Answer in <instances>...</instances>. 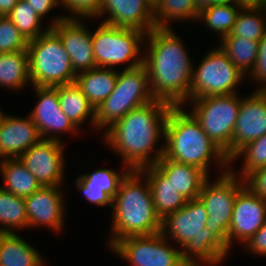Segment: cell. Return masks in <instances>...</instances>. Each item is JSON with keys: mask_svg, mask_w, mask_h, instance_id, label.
Listing matches in <instances>:
<instances>
[{"mask_svg": "<svg viewBox=\"0 0 266 266\" xmlns=\"http://www.w3.org/2000/svg\"><path fill=\"white\" fill-rule=\"evenodd\" d=\"M173 105L154 100L128 112L102 133L104 143L113 149L130 170L155 165L164 155L165 123Z\"/></svg>", "mask_w": 266, "mask_h": 266, "instance_id": "6da1fadb", "label": "cell"}, {"mask_svg": "<svg viewBox=\"0 0 266 266\" xmlns=\"http://www.w3.org/2000/svg\"><path fill=\"white\" fill-rule=\"evenodd\" d=\"M145 45L143 65L153 97L185 106L190 100L194 64L183 41L172 28L156 27L146 34Z\"/></svg>", "mask_w": 266, "mask_h": 266, "instance_id": "7a4b0ae2", "label": "cell"}, {"mask_svg": "<svg viewBox=\"0 0 266 266\" xmlns=\"http://www.w3.org/2000/svg\"><path fill=\"white\" fill-rule=\"evenodd\" d=\"M207 216L202 202L194 199L161 219L160 233L176 242L187 266H216L228 257L227 246L205 227Z\"/></svg>", "mask_w": 266, "mask_h": 266, "instance_id": "3957f363", "label": "cell"}, {"mask_svg": "<svg viewBox=\"0 0 266 266\" xmlns=\"http://www.w3.org/2000/svg\"><path fill=\"white\" fill-rule=\"evenodd\" d=\"M183 108L173 106L168 113L163 156L178 163L197 166L208 176L212 162L218 165L219 174L228 171L230 160L202 130L194 116Z\"/></svg>", "mask_w": 266, "mask_h": 266, "instance_id": "277c9868", "label": "cell"}, {"mask_svg": "<svg viewBox=\"0 0 266 266\" xmlns=\"http://www.w3.org/2000/svg\"><path fill=\"white\" fill-rule=\"evenodd\" d=\"M112 208L109 249L123 238L161 231V218L154 209L149 182L140 171L131 170L121 181Z\"/></svg>", "mask_w": 266, "mask_h": 266, "instance_id": "5b68a950", "label": "cell"}, {"mask_svg": "<svg viewBox=\"0 0 266 266\" xmlns=\"http://www.w3.org/2000/svg\"><path fill=\"white\" fill-rule=\"evenodd\" d=\"M154 100L144 65L118 70L114 90L95 109V130L106 131L131 110Z\"/></svg>", "mask_w": 266, "mask_h": 266, "instance_id": "8992f818", "label": "cell"}, {"mask_svg": "<svg viewBox=\"0 0 266 266\" xmlns=\"http://www.w3.org/2000/svg\"><path fill=\"white\" fill-rule=\"evenodd\" d=\"M31 86L54 87L75 82L69 56L60 37L50 28L28 42Z\"/></svg>", "mask_w": 266, "mask_h": 266, "instance_id": "52a82bcc", "label": "cell"}, {"mask_svg": "<svg viewBox=\"0 0 266 266\" xmlns=\"http://www.w3.org/2000/svg\"><path fill=\"white\" fill-rule=\"evenodd\" d=\"M145 37L146 33L142 31L100 23L91 32L96 66L114 69L126 63L124 69H133L143 65L144 53L141 49Z\"/></svg>", "mask_w": 266, "mask_h": 266, "instance_id": "ba28073f", "label": "cell"}, {"mask_svg": "<svg viewBox=\"0 0 266 266\" xmlns=\"http://www.w3.org/2000/svg\"><path fill=\"white\" fill-rule=\"evenodd\" d=\"M237 93L211 95L188 101L193 108L190 113L229 160H231L232 135L241 106V97Z\"/></svg>", "mask_w": 266, "mask_h": 266, "instance_id": "9c48e42d", "label": "cell"}, {"mask_svg": "<svg viewBox=\"0 0 266 266\" xmlns=\"http://www.w3.org/2000/svg\"><path fill=\"white\" fill-rule=\"evenodd\" d=\"M230 169L211 183L208 177L202 185L198 199L207 210L208 228L228 248V230L237 194L245 187L244 179Z\"/></svg>", "mask_w": 266, "mask_h": 266, "instance_id": "30bf717a", "label": "cell"}, {"mask_svg": "<svg viewBox=\"0 0 266 266\" xmlns=\"http://www.w3.org/2000/svg\"><path fill=\"white\" fill-rule=\"evenodd\" d=\"M245 75L228 59L219 46L208 50L193 68L190 100L211 95L236 93Z\"/></svg>", "mask_w": 266, "mask_h": 266, "instance_id": "8fae6325", "label": "cell"}, {"mask_svg": "<svg viewBox=\"0 0 266 266\" xmlns=\"http://www.w3.org/2000/svg\"><path fill=\"white\" fill-rule=\"evenodd\" d=\"M160 232L130 236L117 241L110 249L131 266H187L182 251Z\"/></svg>", "mask_w": 266, "mask_h": 266, "instance_id": "7c38bea8", "label": "cell"}, {"mask_svg": "<svg viewBox=\"0 0 266 266\" xmlns=\"http://www.w3.org/2000/svg\"><path fill=\"white\" fill-rule=\"evenodd\" d=\"M64 142L42 139L18 158L42 187L64 186Z\"/></svg>", "mask_w": 266, "mask_h": 266, "instance_id": "4fadbf2b", "label": "cell"}, {"mask_svg": "<svg viewBox=\"0 0 266 266\" xmlns=\"http://www.w3.org/2000/svg\"><path fill=\"white\" fill-rule=\"evenodd\" d=\"M52 19L48 25L60 37L74 72L78 74L96 68L91 31L82 23L83 20L65 19V15Z\"/></svg>", "mask_w": 266, "mask_h": 266, "instance_id": "5bb4252c", "label": "cell"}, {"mask_svg": "<svg viewBox=\"0 0 266 266\" xmlns=\"http://www.w3.org/2000/svg\"><path fill=\"white\" fill-rule=\"evenodd\" d=\"M32 88H34L37 102L29 113V117L38 127L42 139L63 142L62 137L58 135L59 133L61 135L64 133L73 134L78 131L62 112L55 87L33 86Z\"/></svg>", "mask_w": 266, "mask_h": 266, "instance_id": "9a60e30c", "label": "cell"}, {"mask_svg": "<svg viewBox=\"0 0 266 266\" xmlns=\"http://www.w3.org/2000/svg\"><path fill=\"white\" fill-rule=\"evenodd\" d=\"M266 223V200L254 195L247 187L238 194L233 205L228 230V249L233 243L243 246Z\"/></svg>", "mask_w": 266, "mask_h": 266, "instance_id": "2e32d148", "label": "cell"}, {"mask_svg": "<svg viewBox=\"0 0 266 266\" xmlns=\"http://www.w3.org/2000/svg\"><path fill=\"white\" fill-rule=\"evenodd\" d=\"M62 186H44L24 198L28 217V228L46 227L55 233L63 230L65 222V200Z\"/></svg>", "mask_w": 266, "mask_h": 266, "instance_id": "e0dca14e", "label": "cell"}, {"mask_svg": "<svg viewBox=\"0 0 266 266\" xmlns=\"http://www.w3.org/2000/svg\"><path fill=\"white\" fill-rule=\"evenodd\" d=\"M266 134V90H254L241 98L232 135L231 159L246 144Z\"/></svg>", "mask_w": 266, "mask_h": 266, "instance_id": "ac0fdd59", "label": "cell"}, {"mask_svg": "<svg viewBox=\"0 0 266 266\" xmlns=\"http://www.w3.org/2000/svg\"><path fill=\"white\" fill-rule=\"evenodd\" d=\"M103 23L149 33L155 26L153 6L148 0H103L99 17ZM108 15V16H107Z\"/></svg>", "mask_w": 266, "mask_h": 266, "instance_id": "d6986e66", "label": "cell"}, {"mask_svg": "<svg viewBox=\"0 0 266 266\" xmlns=\"http://www.w3.org/2000/svg\"><path fill=\"white\" fill-rule=\"evenodd\" d=\"M42 137L34 121L27 117L2 115L0 120V160L18 158Z\"/></svg>", "mask_w": 266, "mask_h": 266, "instance_id": "ffe728a7", "label": "cell"}, {"mask_svg": "<svg viewBox=\"0 0 266 266\" xmlns=\"http://www.w3.org/2000/svg\"><path fill=\"white\" fill-rule=\"evenodd\" d=\"M121 173L115 169H97L92 173L80 174L75 179L76 190L83 193L86 200L98 207H113V198L119 190L121 181L131 171L124 166Z\"/></svg>", "mask_w": 266, "mask_h": 266, "instance_id": "44dd1931", "label": "cell"}, {"mask_svg": "<svg viewBox=\"0 0 266 266\" xmlns=\"http://www.w3.org/2000/svg\"><path fill=\"white\" fill-rule=\"evenodd\" d=\"M139 171L149 182L154 209L161 219L186 204L187 199L176 191L171 180L156 165L144 167Z\"/></svg>", "mask_w": 266, "mask_h": 266, "instance_id": "7402d4cb", "label": "cell"}, {"mask_svg": "<svg viewBox=\"0 0 266 266\" xmlns=\"http://www.w3.org/2000/svg\"><path fill=\"white\" fill-rule=\"evenodd\" d=\"M155 165L171 180L176 191L187 200L198 199L202 185L209 177L197 166L178 163L164 156Z\"/></svg>", "mask_w": 266, "mask_h": 266, "instance_id": "603a6c76", "label": "cell"}, {"mask_svg": "<svg viewBox=\"0 0 266 266\" xmlns=\"http://www.w3.org/2000/svg\"><path fill=\"white\" fill-rule=\"evenodd\" d=\"M118 77L116 68L96 67L76 75L75 83L96 109L114 90Z\"/></svg>", "mask_w": 266, "mask_h": 266, "instance_id": "cb8c5ba5", "label": "cell"}, {"mask_svg": "<svg viewBox=\"0 0 266 266\" xmlns=\"http://www.w3.org/2000/svg\"><path fill=\"white\" fill-rule=\"evenodd\" d=\"M54 87L57 89L60 108L72 124L79 130L90 118L89 124L95 129V108L83 95L80 87L75 82Z\"/></svg>", "mask_w": 266, "mask_h": 266, "instance_id": "d4e9b609", "label": "cell"}, {"mask_svg": "<svg viewBox=\"0 0 266 266\" xmlns=\"http://www.w3.org/2000/svg\"><path fill=\"white\" fill-rule=\"evenodd\" d=\"M43 258L18 233H0V266H45Z\"/></svg>", "mask_w": 266, "mask_h": 266, "instance_id": "484cf974", "label": "cell"}, {"mask_svg": "<svg viewBox=\"0 0 266 266\" xmlns=\"http://www.w3.org/2000/svg\"><path fill=\"white\" fill-rule=\"evenodd\" d=\"M0 173L3 176L2 188L18 197H29L42 187L19 158L1 159Z\"/></svg>", "mask_w": 266, "mask_h": 266, "instance_id": "4316f807", "label": "cell"}, {"mask_svg": "<svg viewBox=\"0 0 266 266\" xmlns=\"http://www.w3.org/2000/svg\"><path fill=\"white\" fill-rule=\"evenodd\" d=\"M32 84L28 51L0 53V86L10 90H23Z\"/></svg>", "mask_w": 266, "mask_h": 266, "instance_id": "83f0119b", "label": "cell"}, {"mask_svg": "<svg viewBox=\"0 0 266 266\" xmlns=\"http://www.w3.org/2000/svg\"><path fill=\"white\" fill-rule=\"evenodd\" d=\"M219 41L221 42L218 46L228 56V59L243 75H248L256 63L259 41L230 35L221 38Z\"/></svg>", "mask_w": 266, "mask_h": 266, "instance_id": "f1b7e54d", "label": "cell"}, {"mask_svg": "<svg viewBox=\"0 0 266 266\" xmlns=\"http://www.w3.org/2000/svg\"><path fill=\"white\" fill-rule=\"evenodd\" d=\"M25 228H28V217L24 198L0 187V233L12 234Z\"/></svg>", "mask_w": 266, "mask_h": 266, "instance_id": "f546056e", "label": "cell"}, {"mask_svg": "<svg viewBox=\"0 0 266 266\" xmlns=\"http://www.w3.org/2000/svg\"><path fill=\"white\" fill-rule=\"evenodd\" d=\"M153 10L157 28H172L170 22L175 20L193 22L198 19L194 0H158Z\"/></svg>", "mask_w": 266, "mask_h": 266, "instance_id": "4dcf8cb0", "label": "cell"}, {"mask_svg": "<svg viewBox=\"0 0 266 266\" xmlns=\"http://www.w3.org/2000/svg\"><path fill=\"white\" fill-rule=\"evenodd\" d=\"M266 34V4L256 8H241L230 36L260 41Z\"/></svg>", "mask_w": 266, "mask_h": 266, "instance_id": "1f68e13d", "label": "cell"}, {"mask_svg": "<svg viewBox=\"0 0 266 266\" xmlns=\"http://www.w3.org/2000/svg\"><path fill=\"white\" fill-rule=\"evenodd\" d=\"M241 7L233 3L214 4L198 14L196 22L203 21L206 28L223 38L231 32Z\"/></svg>", "mask_w": 266, "mask_h": 266, "instance_id": "d6a6232c", "label": "cell"}, {"mask_svg": "<svg viewBox=\"0 0 266 266\" xmlns=\"http://www.w3.org/2000/svg\"><path fill=\"white\" fill-rule=\"evenodd\" d=\"M8 17L28 42L41 36L51 28L47 25L46 29L43 30V19L24 0L18 1Z\"/></svg>", "mask_w": 266, "mask_h": 266, "instance_id": "836d02e7", "label": "cell"}, {"mask_svg": "<svg viewBox=\"0 0 266 266\" xmlns=\"http://www.w3.org/2000/svg\"><path fill=\"white\" fill-rule=\"evenodd\" d=\"M243 156L244 162L241 166L240 172L233 171L230 167V170L238 175L241 179H244L249 173L253 172L256 169L266 166V134L253 140L252 142L246 144L242 147L230 160V165L234 163V160L239 159Z\"/></svg>", "mask_w": 266, "mask_h": 266, "instance_id": "e575fe53", "label": "cell"}, {"mask_svg": "<svg viewBox=\"0 0 266 266\" xmlns=\"http://www.w3.org/2000/svg\"><path fill=\"white\" fill-rule=\"evenodd\" d=\"M28 41L8 16L0 17V53L27 51Z\"/></svg>", "mask_w": 266, "mask_h": 266, "instance_id": "d590c367", "label": "cell"}, {"mask_svg": "<svg viewBox=\"0 0 266 266\" xmlns=\"http://www.w3.org/2000/svg\"><path fill=\"white\" fill-rule=\"evenodd\" d=\"M103 0H60L68 13L65 19H98ZM73 15V16H72Z\"/></svg>", "mask_w": 266, "mask_h": 266, "instance_id": "8d00e7d4", "label": "cell"}, {"mask_svg": "<svg viewBox=\"0 0 266 266\" xmlns=\"http://www.w3.org/2000/svg\"><path fill=\"white\" fill-rule=\"evenodd\" d=\"M248 75L258 84L256 90H266V34L259 41L256 63Z\"/></svg>", "mask_w": 266, "mask_h": 266, "instance_id": "74e56055", "label": "cell"}, {"mask_svg": "<svg viewBox=\"0 0 266 266\" xmlns=\"http://www.w3.org/2000/svg\"><path fill=\"white\" fill-rule=\"evenodd\" d=\"M244 183L254 195L266 200V166L249 173Z\"/></svg>", "mask_w": 266, "mask_h": 266, "instance_id": "f35d334b", "label": "cell"}, {"mask_svg": "<svg viewBox=\"0 0 266 266\" xmlns=\"http://www.w3.org/2000/svg\"><path fill=\"white\" fill-rule=\"evenodd\" d=\"M245 248L251 254L266 256V223L249 239Z\"/></svg>", "mask_w": 266, "mask_h": 266, "instance_id": "ab89813d", "label": "cell"}, {"mask_svg": "<svg viewBox=\"0 0 266 266\" xmlns=\"http://www.w3.org/2000/svg\"><path fill=\"white\" fill-rule=\"evenodd\" d=\"M35 10L36 14L44 20L45 15L50 13L56 6L60 5V0H24Z\"/></svg>", "mask_w": 266, "mask_h": 266, "instance_id": "60d3db41", "label": "cell"}, {"mask_svg": "<svg viewBox=\"0 0 266 266\" xmlns=\"http://www.w3.org/2000/svg\"><path fill=\"white\" fill-rule=\"evenodd\" d=\"M19 0H0V16H8Z\"/></svg>", "mask_w": 266, "mask_h": 266, "instance_id": "b9f144b4", "label": "cell"}, {"mask_svg": "<svg viewBox=\"0 0 266 266\" xmlns=\"http://www.w3.org/2000/svg\"><path fill=\"white\" fill-rule=\"evenodd\" d=\"M233 4L241 8H256L265 5L261 0H233Z\"/></svg>", "mask_w": 266, "mask_h": 266, "instance_id": "7bdbcfd3", "label": "cell"}, {"mask_svg": "<svg viewBox=\"0 0 266 266\" xmlns=\"http://www.w3.org/2000/svg\"><path fill=\"white\" fill-rule=\"evenodd\" d=\"M195 10L199 14L203 10L212 6V0H194Z\"/></svg>", "mask_w": 266, "mask_h": 266, "instance_id": "ee69618b", "label": "cell"}, {"mask_svg": "<svg viewBox=\"0 0 266 266\" xmlns=\"http://www.w3.org/2000/svg\"><path fill=\"white\" fill-rule=\"evenodd\" d=\"M233 0H212V5L214 4H230Z\"/></svg>", "mask_w": 266, "mask_h": 266, "instance_id": "f6af8a7d", "label": "cell"}, {"mask_svg": "<svg viewBox=\"0 0 266 266\" xmlns=\"http://www.w3.org/2000/svg\"><path fill=\"white\" fill-rule=\"evenodd\" d=\"M148 1H149V3H150L152 6H154V5L157 3L158 0H148Z\"/></svg>", "mask_w": 266, "mask_h": 266, "instance_id": "bcb514c9", "label": "cell"}, {"mask_svg": "<svg viewBox=\"0 0 266 266\" xmlns=\"http://www.w3.org/2000/svg\"><path fill=\"white\" fill-rule=\"evenodd\" d=\"M3 114H4V112H3L2 109L0 108V120H1V117H2Z\"/></svg>", "mask_w": 266, "mask_h": 266, "instance_id": "7dc6e473", "label": "cell"}]
</instances>
